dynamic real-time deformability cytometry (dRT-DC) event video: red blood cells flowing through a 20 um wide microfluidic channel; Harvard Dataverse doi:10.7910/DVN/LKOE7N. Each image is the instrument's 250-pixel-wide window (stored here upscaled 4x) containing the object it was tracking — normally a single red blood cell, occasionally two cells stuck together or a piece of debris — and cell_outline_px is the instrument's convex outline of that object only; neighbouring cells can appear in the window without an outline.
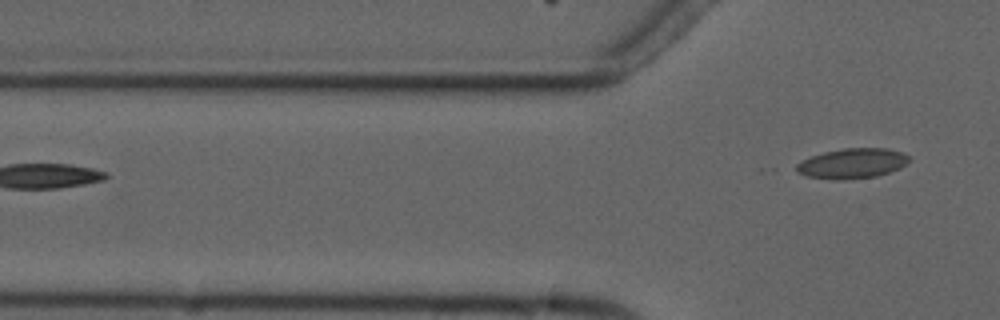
{"species": "common noctule bat (a hibernating species)", "species_latin": "Nyctalus noctula", "temperature_condition": "cold", "stored_images_in_passage": 6, "camera_frame_rate_fps": 3000, "um_per_image_px": 0.085, "animal": {"sex": "male", "forearm_length_mm": 52.5}, "frame": {"image": 1, "passage_image": 6, "time_ms": 6.333, "image_size_px": [1000, 320], "cell_outline_px": [[912, 160], [908, 164], [900, 168], [876, 176], [844, 180], [836, 180], [808, 176], [796, 172], [788, 168], [812, 156], [824, 152], [844, 148], [884, 148], [904, 152]], "centroid_in_image_um": [72.43, 13.89], "position_along_channel_um": 53.4, "area_um2": 20.0}}